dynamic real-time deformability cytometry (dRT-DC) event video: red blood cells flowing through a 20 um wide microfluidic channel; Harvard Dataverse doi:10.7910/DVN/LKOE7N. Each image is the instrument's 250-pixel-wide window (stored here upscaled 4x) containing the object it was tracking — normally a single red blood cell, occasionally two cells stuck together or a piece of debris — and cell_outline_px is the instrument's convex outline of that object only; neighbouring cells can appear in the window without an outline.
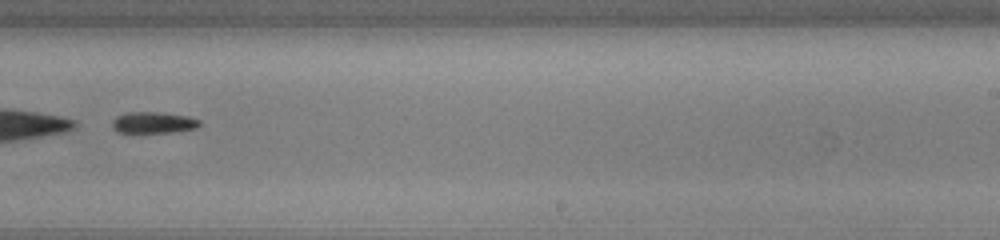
{"species": "common noctule bat (a hibernating species)", "species_latin": "Nyctalus noctula", "temperature_condition": "cold", "stored_images_in_passage": 48, "segment_of_instrument_passage": [2, 2], "camera_frame_rate_fps": 3000, "um_per_image_px": 0.085, "animal": {"sex": "male", "body_mass_g": 13.0, "forearm_length_mm": 53.1}, "frame": {"image": 1, "passage_image": 30, "time_ms": 9.667, "image_size_px": [1000, 240], "cell_outline_px": [[200, 124], [196, 128], [172, 132], [140, 136], [132, 136], [116, 132], [112, 128], [112, 120], [116, 116], [128, 112], [160, 112], [188, 116], [200, 120]], "centroid_in_image_um": [12.93, 10.48], "position_along_channel_um": 276.1, "area_um2": 11.79}}
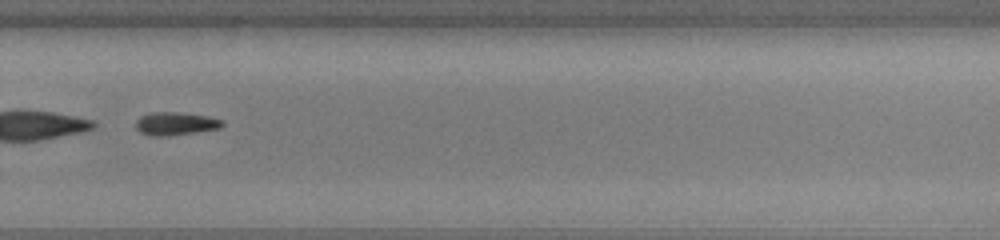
{"frame": {"image": 2, "passage_image": 33, "time_ms": 10.667, "image_size_px": [1000, 240], "cell_outline_px": [[224, 124], [220, 128], [196, 132], [168, 136], [148, 136], [140, 132], [136, 128], [136, 120], [140, 116], [152, 112], [180, 112], [208, 116], [224, 120]], "centroid_in_image_um": [14.92, 10.51], "position_along_channel_um": 314.9, "area_um2": 11.79}}